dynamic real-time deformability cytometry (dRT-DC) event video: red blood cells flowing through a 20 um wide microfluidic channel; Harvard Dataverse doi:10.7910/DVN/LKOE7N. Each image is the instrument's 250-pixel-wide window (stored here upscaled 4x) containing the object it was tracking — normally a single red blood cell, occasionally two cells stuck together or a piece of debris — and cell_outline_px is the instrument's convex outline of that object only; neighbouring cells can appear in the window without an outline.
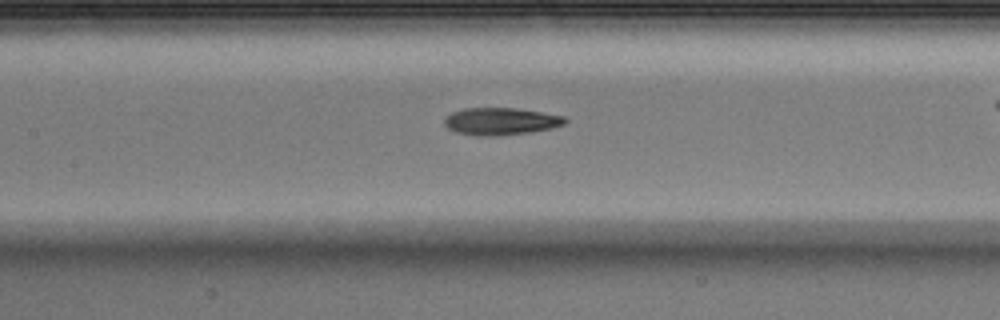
{"species": "Egyptian fruit bat (a non-hibernating species)", "species_latin": "Rousettus aegyptiacus", "temperature_condition": "warm", "stored_images_in_passage": 40, "camera_frame_rate_fps": 3000, "um_per_image_px": 0.085, "animal": {"sex": "male"}, "frame": {"image": 1, "passage_image": 23, "time_ms": 7.333, "image_size_px": [1000, 320], "cell_outline_px": [[568, 120], [564, 124], [552, 128], [528, 132], [496, 136], [476, 136], [456, 132], [448, 128], [444, 124], [444, 120], [452, 112], [464, 108], [516, 108], [564, 116]], "centroid_in_image_um": [42.55, 10.31], "position_along_channel_um": 164.8, "area_um2": 19.07}}
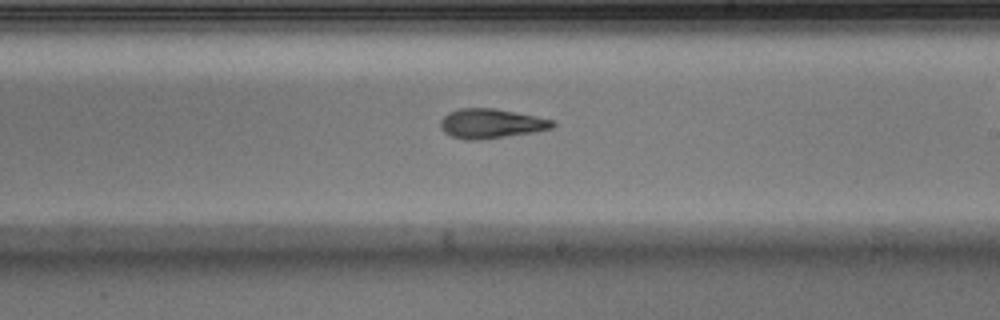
{"frame": {"image": 2, "passage_image": 29, "time_ms": 9.333, "image_size_px": [1000, 320], "cell_outline_px": [[556, 124], [552, 128], [536, 132], [480, 140], [464, 140], [452, 136], [444, 132], [440, 128], [440, 120], [448, 112], [460, 108], [492, 108], [536, 116], [556, 120]], "centroid_in_image_um": [41.75, 10.51], "position_along_channel_um": 247.3, "area_um2": 19.48}}